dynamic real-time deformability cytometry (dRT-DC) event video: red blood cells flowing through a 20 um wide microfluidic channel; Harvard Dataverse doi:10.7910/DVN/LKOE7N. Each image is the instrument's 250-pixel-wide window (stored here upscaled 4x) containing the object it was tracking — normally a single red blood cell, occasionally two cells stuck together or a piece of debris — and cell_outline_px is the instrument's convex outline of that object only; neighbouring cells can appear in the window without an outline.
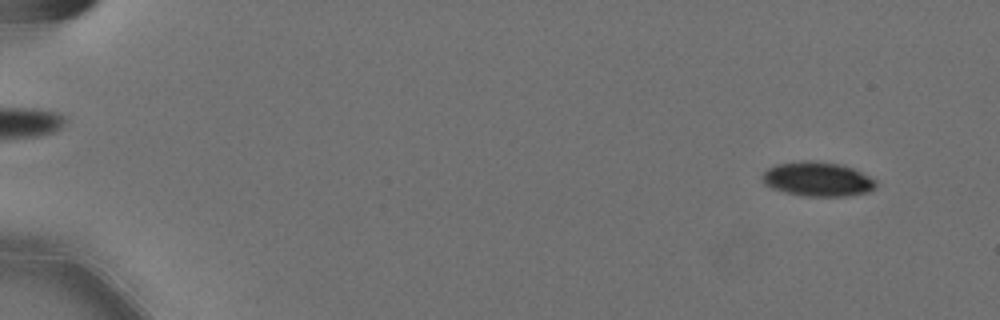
{"species": "Egyptian fruit bat (a non-hibernating species)", "species_latin": "Rousettus aegyptiacus", "temperature_condition": "cold", "stored_images_in_passage": 58, "camera_frame_rate_fps": 3000, "um_per_image_px": 0.085, "animal": {"sex": "female"}, "frame": {"image": 1, "passage_image": 5, "time_ms": 1.333, "image_size_px": [1000, 320], "cell_outline_px": [[876, 188], [868, 192], [844, 196], [804, 196], [772, 188], [764, 184], [764, 172], [768, 168], [776, 164], [800, 160], [816, 160], [844, 164], [876, 180]], "centroid_in_image_um": [69.52, 15.2], "position_along_channel_um": 15.5, "area_um2": 22.77}}
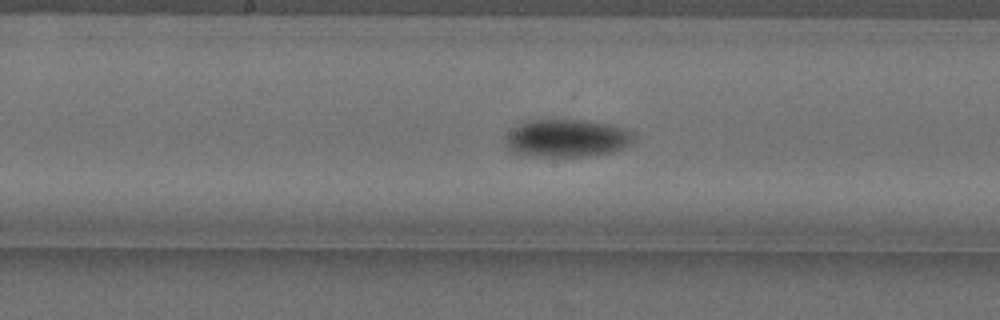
{"frame": {"image": 2, "passage_image": 32, "time_ms": 10.333, "image_size_px": [1000, 320], "cell_outline_px": [[636, 136], [632, 140], [620, 148], [612, 152], [592, 156], [532, 156], [512, 152], [504, 144], [504, 136], [512, 128], [528, 120], [584, 120], [608, 124], [624, 128], [632, 132]], "centroid_in_image_um": [48.12, 11.75], "position_along_channel_um": 200.1, "area_um2": 28.21}}
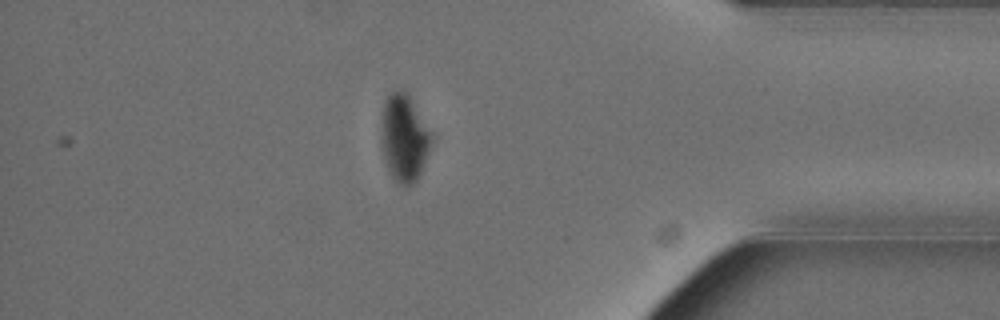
{"frame": {"image": 3, "passage_image": 51, "time_ms": 16.667, "image_size_px": [1000, 320], "cell_outline_px": [[436, 136], [420, 172], [416, 180], [408, 188], [404, 188], [396, 184], [388, 172], [384, 160], [380, 144], [380, 120], [384, 100], [392, 92], [408, 92]], "centroid_in_image_um": [34.36, 11.75], "position_along_channel_um": 400.8, "area_um2": 26.76}, "authors_computed_cell_mechanics": {"area_um2": 26.3279, "velocity_mm_per_s": 3.5857, "shape_relaxation_time_tau1_ms": 3.4937, "shape_relaxation_time_tau2_ms": null, "deformation_change_tau1": 0.1191, "deformation_change_tau2": null}}